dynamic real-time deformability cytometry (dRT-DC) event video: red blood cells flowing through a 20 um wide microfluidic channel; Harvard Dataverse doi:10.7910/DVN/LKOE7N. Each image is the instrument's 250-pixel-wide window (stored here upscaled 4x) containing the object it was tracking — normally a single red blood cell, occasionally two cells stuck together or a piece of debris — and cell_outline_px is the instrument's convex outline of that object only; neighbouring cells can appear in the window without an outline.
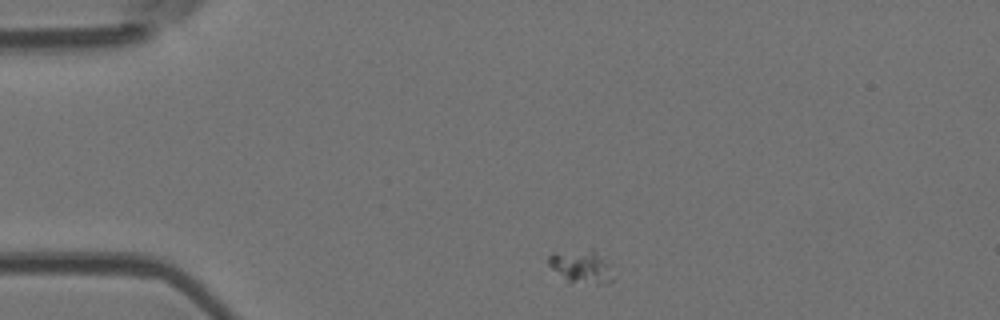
{"species": "Egyptian fruit bat (a non-hibernating species)", "species_latin": "Rousettus aegyptiacus", "temperature_condition": "room temperature", "stored_images_in_passage": 3, "camera_frame_rate_fps": 3000, "um_per_image_px": 0.085, "animal": {"sex": "female"}, "frame": {"image": 1, "passage_image": 1, "time_ms": 0.0, "image_size_px": [1000, 320], "cell_outline_px": [[612, 280], [608, 284], [568, 284], [548, 264], [548, 256], [552, 252], [592, 248], [608, 264]], "centroid_in_image_um": [49.34, 22.68], "position_along_channel_um": 35.7, "area_um2": 12.77}}
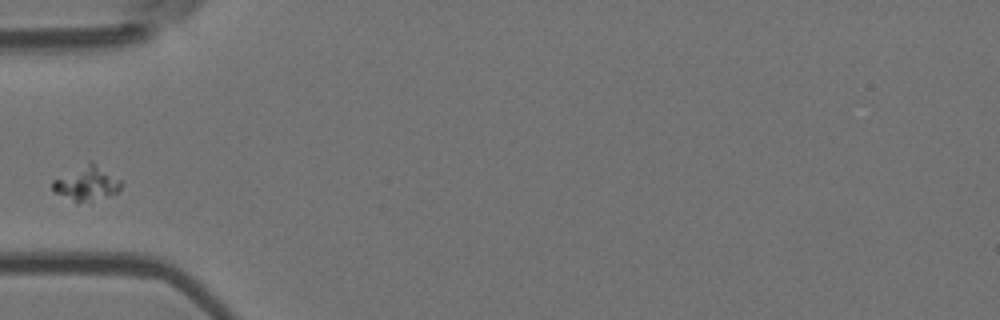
{"frame": {"image": 2, "passage_image": 3, "time_ms": 2.333, "image_size_px": [1000, 320], "cell_outline_px": [[120, 188], [116, 192], [76, 204], [52, 192], [52, 180], [92, 160], [120, 180]], "centroid_in_image_um": [7.28, 15.59], "position_along_channel_um": 77.7, "area_um2": 13.53}}